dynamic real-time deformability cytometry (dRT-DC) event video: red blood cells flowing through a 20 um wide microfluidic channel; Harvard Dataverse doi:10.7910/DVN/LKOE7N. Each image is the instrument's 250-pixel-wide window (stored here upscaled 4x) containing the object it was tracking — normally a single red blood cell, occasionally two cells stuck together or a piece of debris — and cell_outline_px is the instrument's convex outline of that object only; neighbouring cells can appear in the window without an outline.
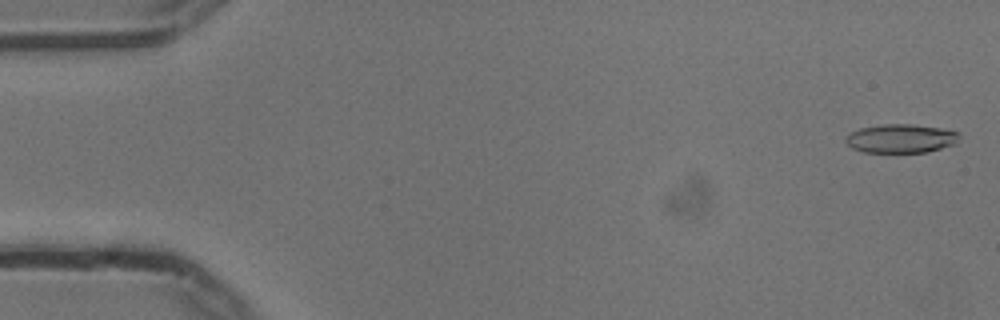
{"species": "common noctule bat (a hibernating species)", "species_latin": "Nyctalus noctula", "temperature_condition": "cold", "stored_images_in_passage": 55, "camera_frame_rate_fps": 3000, "um_per_image_px": 0.085, "animal": {"sex": "male", "body_mass_g": 13.3}, "frame": {"image": 1, "passage_image": 2, "time_ms": 0.333, "image_size_px": [1000, 320], "cell_outline_px": [[960, 136], [956, 144], [928, 152], [864, 152], [852, 148], [844, 140], [844, 136], [860, 128], [884, 124], [912, 124], [940, 128], [960, 132]], "centroid_in_image_um": [76.59, 11.77], "position_along_channel_um": 8.4, "area_um2": 19.13}}
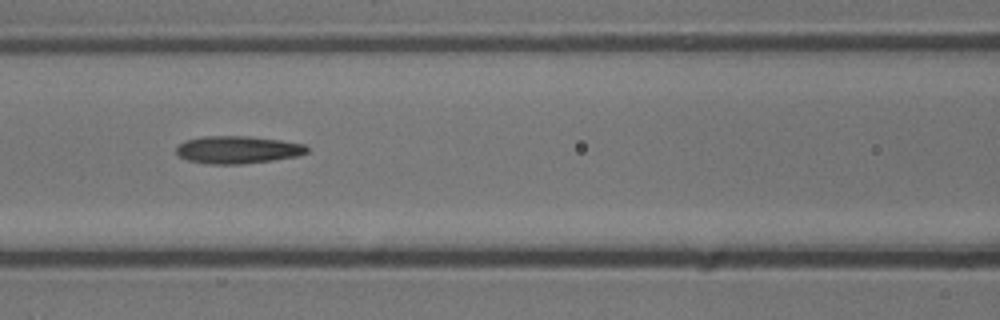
{"frame": {"image": 2, "passage_image": 24, "time_ms": 7.667, "image_size_px": [1000, 320], "cell_outline_px": [[308, 152], [296, 156], [272, 160], [244, 164], [208, 164], [188, 160], [180, 156], [176, 152], [176, 148], [184, 140], [200, 136], [252, 136], [280, 140], [304, 144], [308, 148]], "centroid_in_image_um": [20.18, 12.72], "position_along_channel_um": 146.4, "area_um2": 21.04}}
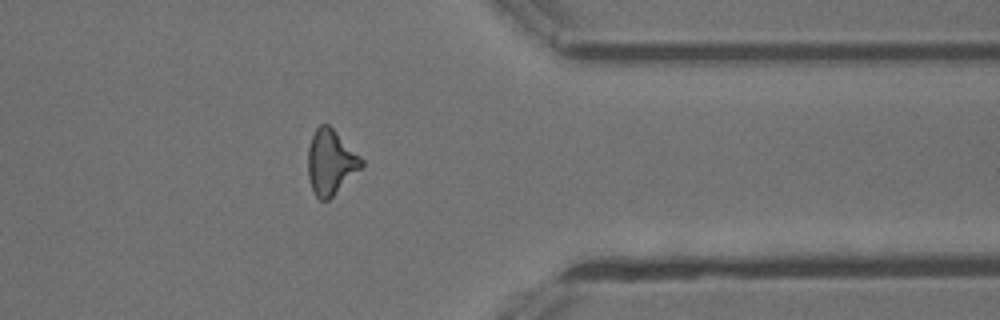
{"frame": {"image": 3, "passage_image": 44, "time_ms": 14.333, "image_size_px": [1000, 320], "cell_outline_px": [[364, 164], [328, 200], [320, 200], [316, 196], [312, 188], [308, 176], [308, 148], [312, 136], [316, 128], [320, 124], [328, 124], [364, 160]], "centroid_in_image_um": [28.09, 13.77], "position_along_channel_um": 383.3, "area_um2": 19.77}, "authors_computed_cell_mechanics": {"area_um2": 20.0566, "velocity_mm_per_s": 3.7566, "shape_relaxation_time_tau1_ms": 7.5534, "shape_relaxation_time_tau2_ms": 5.3637, "deformation_change_tau1": 0.1858, "deformation_change_tau2": 0.1795}}